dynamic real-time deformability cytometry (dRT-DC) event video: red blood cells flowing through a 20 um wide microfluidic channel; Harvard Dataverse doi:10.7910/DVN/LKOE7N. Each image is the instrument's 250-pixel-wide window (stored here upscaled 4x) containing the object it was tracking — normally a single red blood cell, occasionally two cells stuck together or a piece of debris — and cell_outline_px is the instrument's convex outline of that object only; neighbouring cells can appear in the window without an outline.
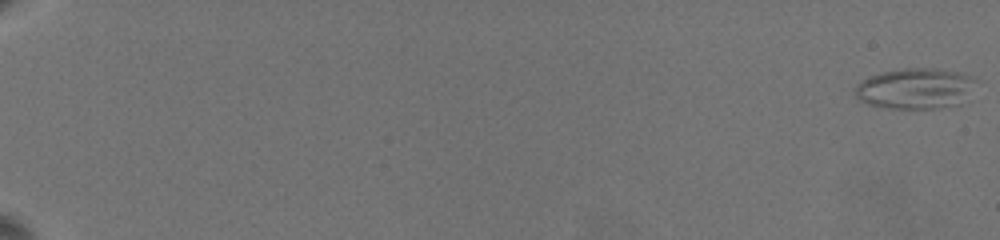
{"species": "common noctule bat (a hibernating species)", "species_latin": "Nyctalus noctula", "temperature_condition": "warm", "stored_images_in_passage": 31, "camera_frame_rate_fps": 3000, "um_per_image_px": 0.085, "animal": {"sex": "female", "body_mass_g": 19.5, "forearm_length_mm": 54.1}, "frame": {"image": 1, "passage_image": 1, "time_ms": 0.0, "image_size_px": [1000, 240], "cell_outline_px": [[980, 80], [960, 104], [936, 108], [888, 108], [868, 104], [860, 100], [856, 96], [856, 84], [868, 76], [880, 72], [904, 68], [932, 68], [960, 72], [972, 76]], "centroid_in_image_um": [77.83, 7.5], "position_along_channel_um": 7.2, "area_um2": 28.84}}
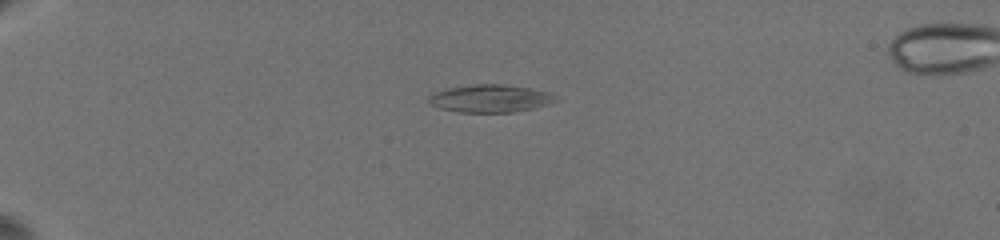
{"frame": {"image": 2, "passage_image": 25, "time_ms": 6.333, "image_size_px": [1000, 240], "cell_outline_px": [[556, 100], [552, 104], [512, 112], [460, 112], [440, 108], [432, 104], [428, 100], [428, 96], [436, 92], [448, 88], [476, 84], [500, 84], [528, 88], [552, 92], [556, 96]], "centroid_in_image_um": [41.71, 8.37], "position_along_channel_um": 43.3, "area_um2": 20.29}}